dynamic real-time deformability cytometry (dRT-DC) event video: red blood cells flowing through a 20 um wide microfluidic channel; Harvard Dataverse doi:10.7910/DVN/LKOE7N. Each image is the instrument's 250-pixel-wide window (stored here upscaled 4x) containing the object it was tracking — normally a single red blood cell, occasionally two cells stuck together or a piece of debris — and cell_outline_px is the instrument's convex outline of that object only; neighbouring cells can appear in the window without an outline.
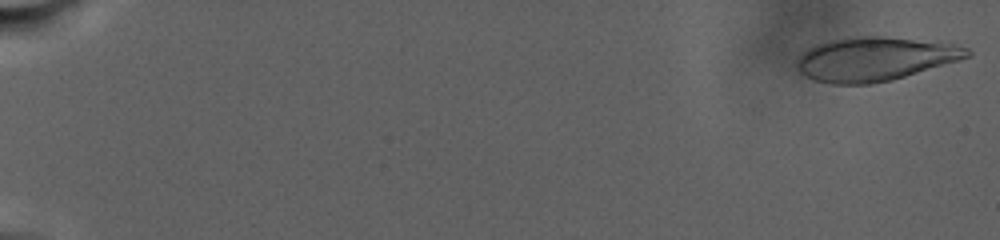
{"species": "human", "species_latin": "Homo sapiens", "temperature_condition": "warm", "stored_images_in_passage": 63, "camera_frame_rate_fps": 3000, "um_per_image_px": 0.085, "donor": {"sex": "male"}, "frame": {"image": 1, "passage_image": 3, "time_ms": 0.333, "image_size_px": [1000, 240], "cell_outline_px": [[972, 56], [960, 60], [892, 80], [868, 84], [832, 84], [816, 80], [800, 72], [796, 64], [796, 60], [808, 48], [816, 44], [828, 40], [848, 36], [884, 36], [952, 44], [968, 48], [972, 52]], "centroid_in_image_um": [74.36, 5.0], "position_along_channel_um": 10.6, "area_um2": 43.47}}
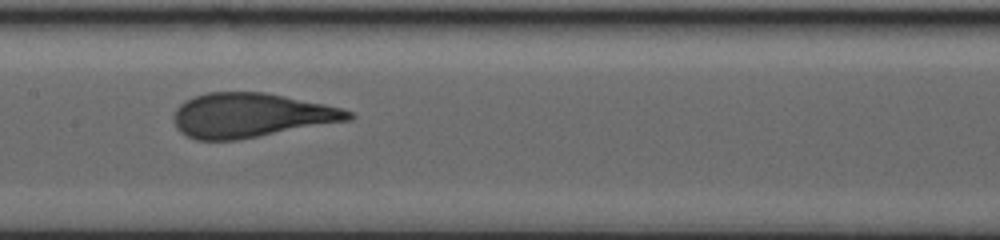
{"frame": {"image": 2, "passage_image": 33, "time_ms": 16.333, "image_size_px": [1000, 240], "cell_outline_px": [[356, 116], [352, 120], [236, 140], [196, 140], [180, 132], [176, 128], [172, 120], [172, 116], [176, 108], [184, 100], [192, 96], [208, 92], [264, 92], [344, 108], [352, 112]], "centroid_in_image_um": [21.31, 9.8], "position_along_channel_um": 186.1, "area_um2": 45.43}}
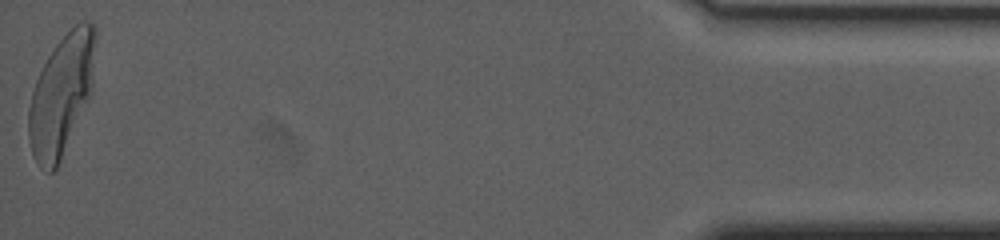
{"frame": {"image": 3, "passage_image": 62, "time_ms": 29.667, "image_size_px": [1000, 240], "cell_outline_px": [[96, 32], [92, 96], [56, 168], [52, 172], [48, 172], [40, 168], [32, 152], [28, 136], [28, 108], [32, 92], [36, 80], [48, 56], [56, 44], [80, 20], [88, 20], [96, 28]], "centroid_in_image_um": [5.24, 8.06], "position_along_channel_um": 430.0, "area_um2": 47.05}, "authors_computed_cell_mechanics": {"area_um2": 44.0436, "velocity_mm_per_s": 2.4082, "shape_relaxation_time_tau1_ms": 7.0706, "shape_relaxation_time_tau2_ms": null, "deformation_change_tau1": 0.2494, "deformation_change_tau2": null}}